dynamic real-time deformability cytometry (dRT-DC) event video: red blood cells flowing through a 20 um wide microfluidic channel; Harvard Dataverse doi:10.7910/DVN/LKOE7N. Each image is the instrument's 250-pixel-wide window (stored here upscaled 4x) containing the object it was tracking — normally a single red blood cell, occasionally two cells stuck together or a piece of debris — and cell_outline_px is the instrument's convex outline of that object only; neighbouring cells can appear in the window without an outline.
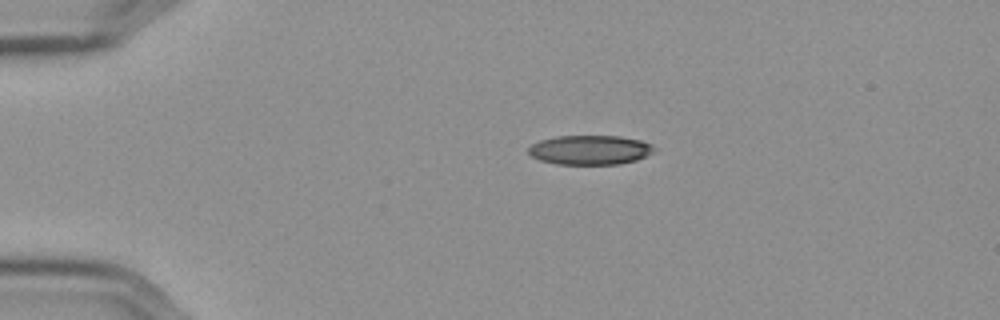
{"species": "Egyptian fruit bat (a non-hibernating species)", "species_latin": "Rousettus aegyptiacus", "temperature_condition": "cold", "stored_images_in_passage": 40, "camera_frame_rate_fps": 3000, "um_per_image_px": 0.085, "frame": {"image": 1, "passage_image": 1, "time_ms": 0.0, "image_size_px": [1000, 320], "cell_outline_px": [[656, 148], [652, 152], [636, 160], [620, 164], [556, 164], [540, 160], [532, 156], [528, 152], [528, 148], [532, 144], [540, 140], [556, 136], [620, 136], [640, 140], [652, 144]], "centroid_in_image_um": [50.14, 12.74], "position_along_channel_um": 34.9, "area_um2": 21.5}}
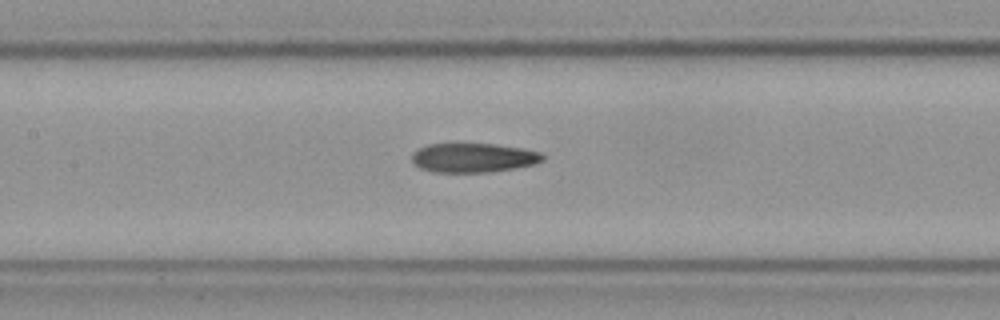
{"frame": {"image": 2, "passage_image": 16, "time_ms": 5.0, "image_size_px": [1000, 320], "cell_outline_px": [[544, 160], [532, 164], [512, 168], [488, 172], [436, 172], [420, 168], [412, 160], [412, 152], [428, 144], [496, 144], [524, 148], [540, 152], [544, 156]], "centroid_in_image_um": [40.23, 13.4], "position_along_channel_um": 167.2, "area_um2": 22.08}}
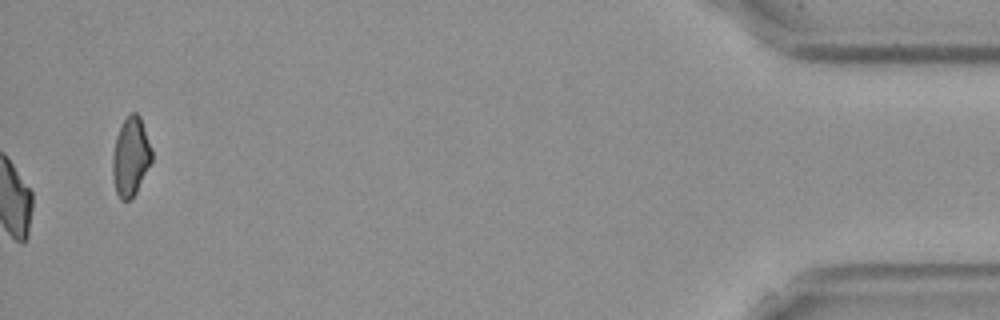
{"frame": {"image": 3, "passage_image": 40, "time_ms": 13.0, "image_size_px": [1000, 320], "cell_outline_px": [[152, 160], [136, 192], [128, 200], [120, 200], [116, 192], [112, 176], [112, 156], [116, 136], [124, 120], [132, 112], [136, 112], [140, 116], [152, 148]], "centroid_in_image_um": [11.1, 13.31], "position_along_channel_um": 424.1, "area_um2": 17.92}, "authors_computed_cell_mechanics": {"area_um2": 22.7732, "velocity_mm_per_s": 3.6106, "shape_relaxation_time_tau1_ms": null, "shape_relaxation_time_tau2_ms": 7.1251, "deformation_change_tau1": null, "deformation_change_tau2": 0.1723}}